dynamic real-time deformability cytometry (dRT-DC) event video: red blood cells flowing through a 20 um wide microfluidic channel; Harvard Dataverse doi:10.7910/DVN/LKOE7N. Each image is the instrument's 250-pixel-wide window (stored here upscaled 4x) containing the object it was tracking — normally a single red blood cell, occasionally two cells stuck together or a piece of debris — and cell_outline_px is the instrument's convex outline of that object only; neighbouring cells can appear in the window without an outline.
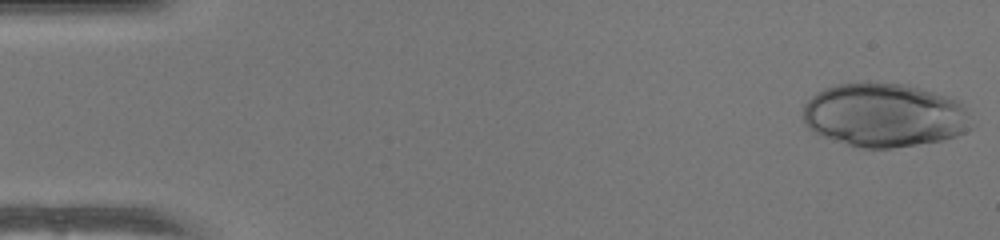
{"species": "human", "species_latin": "Homo sapiens", "temperature_condition": "warm", "stored_images_in_passage": 50, "camera_frame_rate_fps": 3000, "um_per_image_px": 0.085, "donor": {"sex": "female"}, "frame": {"image": 1, "passage_image": 1, "time_ms": 0.0, "image_size_px": [1000, 240], "cell_outline_px": [[972, 128], [956, 136], [940, 140], [892, 148], [860, 148], [824, 136], [816, 132], [804, 124], [804, 104], [816, 92], [824, 88], [836, 84], [864, 80], [868, 80], [908, 84], [960, 100], [964, 104], [968, 112]], "centroid_in_image_um": [75.18, 9.74], "position_along_channel_um": 9.8, "area_um2": 63.29}}